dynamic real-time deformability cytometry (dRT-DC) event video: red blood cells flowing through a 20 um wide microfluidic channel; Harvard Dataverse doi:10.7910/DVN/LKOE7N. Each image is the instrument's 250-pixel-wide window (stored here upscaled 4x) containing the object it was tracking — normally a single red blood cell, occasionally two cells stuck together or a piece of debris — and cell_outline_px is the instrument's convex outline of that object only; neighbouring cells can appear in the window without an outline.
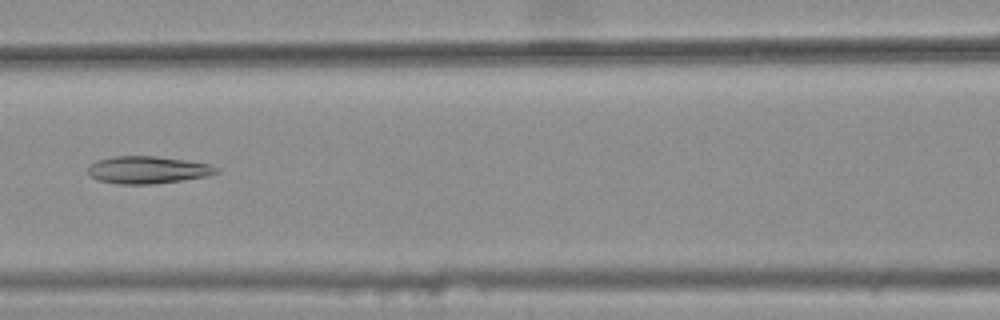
{"species": "common noctule bat (a hibernating species)", "species_latin": "Nyctalus noctula", "temperature_condition": "warm", "stored_images_in_passage": 3, "camera_frame_rate_fps": 3000, "um_per_image_px": 0.085, "animal": {"sex": "female", "body_mass_g": 25.1}, "frame": {"image": 1, "passage_image": 3, "time_ms": 0.667, "image_size_px": [1000, 320], "cell_outline_px": [[220, 172], [208, 176], [152, 184], [120, 184], [100, 180], [88, 176], [88, 168], [96, 160], [112, 156], [156, 156], [212, 164], [220, 168]], "centroid_in_image_um": [12.58, 14.43], "position_along_channel_um": 154.0, "area_um2": 20.52}}